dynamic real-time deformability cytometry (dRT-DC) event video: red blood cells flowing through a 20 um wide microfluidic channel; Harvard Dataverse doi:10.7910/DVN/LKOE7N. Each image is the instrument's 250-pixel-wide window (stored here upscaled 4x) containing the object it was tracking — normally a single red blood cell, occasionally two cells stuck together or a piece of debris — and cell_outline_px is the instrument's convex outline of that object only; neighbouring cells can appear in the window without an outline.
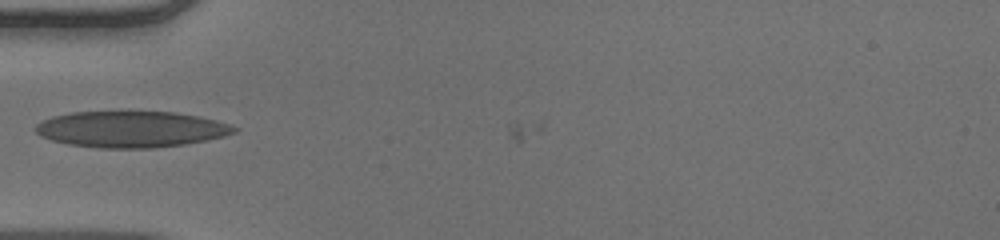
{"species": "human", "species_latin": "Homo sapiens", "temperature_condition": "warm", "stored_images_in_passage": 2, "camera_frame_rate_fps": 3000, "um_per_image_px": 0.085, "donor": {"sex": "male"}, "frame": {"image": 1, "passage_image": 1, "time_ms": 0.0, "image_size_px": [1000, 240], "cell_outline_px": [[240, 128], [236, 132], [224, 136], [208, 140], [184, 144], [152, 148], [100, 148], [68, 144], [52, 140], [40, 136], [36, 132], [36, 124], [52, 116], [72, 112], [120, 108], [176, 112], [200, 116], [216, 120]], "centroid_in_image_um": [11.14, 10.93], "position_along_channel_um": 73.9, "area_um2": 43.41}}